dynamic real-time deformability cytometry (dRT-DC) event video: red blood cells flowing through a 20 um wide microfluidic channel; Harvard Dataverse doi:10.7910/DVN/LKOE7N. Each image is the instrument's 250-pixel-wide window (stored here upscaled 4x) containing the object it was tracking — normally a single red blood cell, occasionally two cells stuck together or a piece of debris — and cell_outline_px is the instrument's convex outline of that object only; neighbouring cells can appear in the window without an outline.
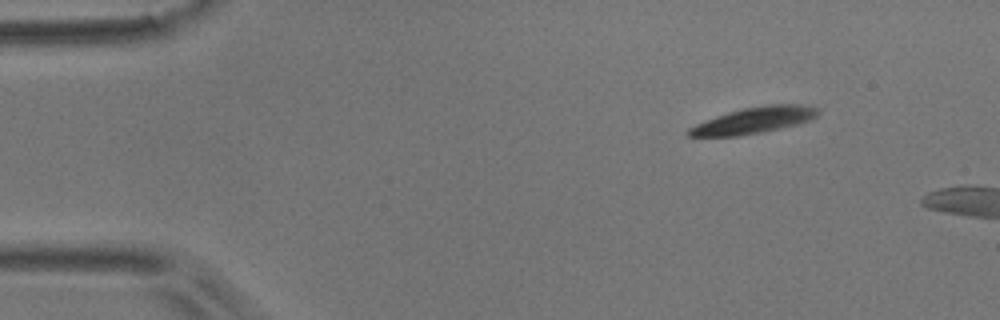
{"species": "common noctule bat (a hibernating species)", "species_latin": "Nyctalus noctula", "temperature_condition": "room temperature", "stored_images_in_passage": 3, "camera_frame_rate_fps": 3000, "um_per_image_px": 0.085, "animal": {"sex": "male", "body_mass_g": 17.9}, "frame": {"image": 1, "passage_image": 1, "time_ms": 0.0, "image_size_px": [1000, 320], "cell_outline_px": [[820, 112], [812, 120], [764, 132], [736, 136], [688, 136], [684, 132], [688, 128], [696, 124], [716, 116], [728, 112], [744, 108], [768, 104], [800, 104], [820, 108]], "centroid_in_image_um": [64.1, 10.22], "position_along_channel_um": 20.9, "area_um2": 19.83}}